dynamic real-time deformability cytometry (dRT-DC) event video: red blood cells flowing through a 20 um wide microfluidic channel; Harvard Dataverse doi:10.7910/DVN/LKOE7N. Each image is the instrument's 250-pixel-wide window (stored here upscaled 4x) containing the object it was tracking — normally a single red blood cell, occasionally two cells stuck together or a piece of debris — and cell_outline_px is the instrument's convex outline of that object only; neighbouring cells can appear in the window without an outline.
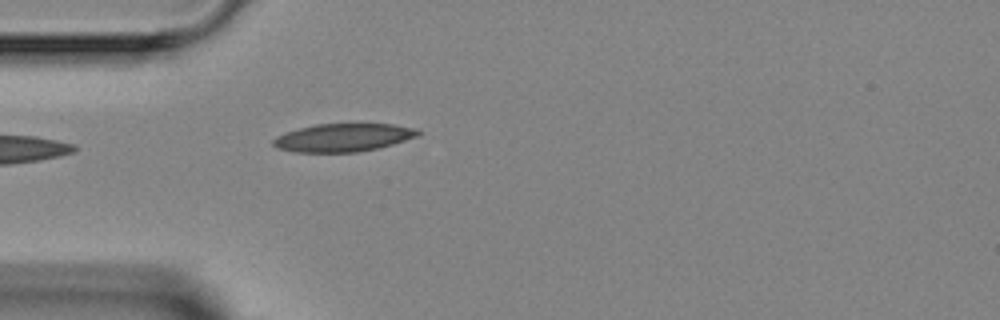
{"species": "Egyptian fruit bat (a non-hibernating species)", "species_latin": "Rousettus aegyptiacus", "temperature_condition": "room temperature", "stored_images_in_passage": 1, "camera_frame_rate_fps": 3000, "um_per_image_px": 0.085, "animal": {"sex": "female"}, "frame": {"image": 1, "passage_image": 1, "time_ms": 0.0, "image_size_px": [1000, 320], "cell_outline_px": [[424, 132], [420, 136], [392, 144], [376, 148], [356, 152], [296, 152], [276, 148], [272, 144], [272, 140], [276, 136], [284, 132], [316, 124], [392, 124], [420, 128]], "centroid_in_image_um": [29.21, 11.68], "position_along_channel_um": 55.8, "area_um2": 23.87}}